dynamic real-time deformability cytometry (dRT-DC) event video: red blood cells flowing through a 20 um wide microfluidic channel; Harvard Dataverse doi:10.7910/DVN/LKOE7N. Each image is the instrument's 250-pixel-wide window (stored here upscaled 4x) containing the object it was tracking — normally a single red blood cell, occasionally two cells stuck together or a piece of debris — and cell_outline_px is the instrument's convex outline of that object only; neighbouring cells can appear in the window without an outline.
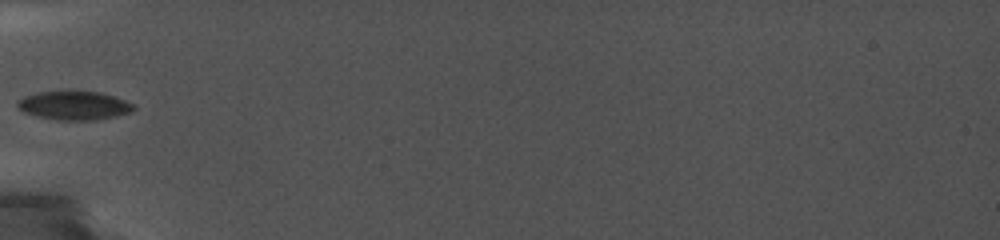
{"species": "common noctule bat (a hibernating species)", "species_latin": "Nyctalus noctula", "temperature_condition": "cold", "stored_images_in_passage": 19, "camera_frame_rate_fps": 5000, "um_per_image_px": 0.085, "animal": {"sex": "female", "body_mass_g": 19.0, "forearm_length_mm": 56.7}, "frame": {"image": 1, "passage_image": 1, "time_ms": 0.0, "image_size_px": [1000, 240], "cell_outline_px": [[136, 108], [128, 112], [112, 116], [92, 120], [56, 120], [24, 112], [16, 104], [20, 100], [36, 92], [100, 92], [124, 100], [132, 104]], "centroid_in_image_um": [6.3, 8.97], "position_along_channel_um": 78.7, "area_um2": 18.67}}
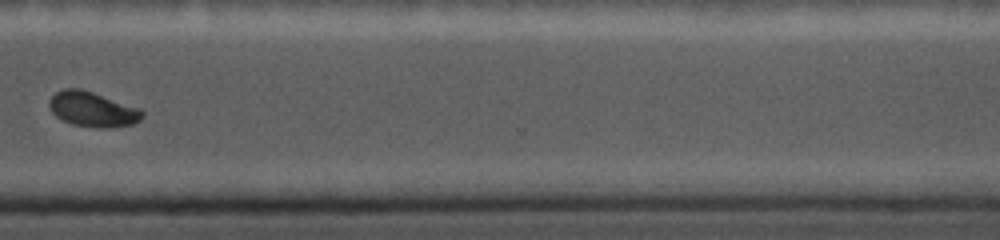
{"frame": {"image": 2, "passage_image": 16, "time_ms": 7.6, "image_size_px": [1000, 240], "cell_outline_px": [[144, 116], [140, 120], [132, 124], [108, 128], [96, 128], [72, 124], [56, 116], [52, 112], [48, 104], [48, 100], [56, 92], [64, 88], [76, 88], [92, 92], [140, 108], [144, 112]], "centroid_in_image_um": [7.87, 9.29], "position_along_channel_um": 362.7, "area_um2": 18.9}, "authors_computed_cell_mechanics": {"area_um2": 19.0162, "velocity_mm_per_s": 3.7301, "shape_relaxation_time_tau1_ms": 1.6644, "shape_relaxation_time_tau2_ms": null, "deformation_change_tau1": 0.0858, "deformation_change_tau2": null}}